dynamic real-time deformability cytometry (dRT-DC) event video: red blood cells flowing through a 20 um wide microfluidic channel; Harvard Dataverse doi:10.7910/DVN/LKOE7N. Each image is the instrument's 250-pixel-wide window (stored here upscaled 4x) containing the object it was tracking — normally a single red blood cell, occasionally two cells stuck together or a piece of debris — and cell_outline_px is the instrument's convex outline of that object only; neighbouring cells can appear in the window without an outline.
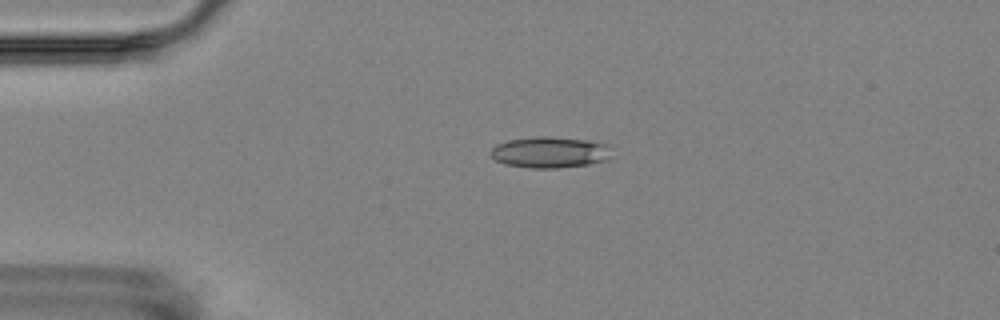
{"species": "Egyptian fruit bat (a non-hibernating species)", "species_latin": "Rousettus aegyptiacus", "temperature_condition": "room temperature", "stored_images_in_passage": 3, "camera_frame_rate_fps": 3000, "um_per_image_px": 0.085, "animal": {"sex": "female"}, "frame": {"image": 1, "passage_image": 3, "time_ms": 2.333, "image_size_px": [1000, 320], "cell_outline_px": [[608, 160], [588, 164], [560, 168], [528, 168], [504, 164], [496, 160], [488, 152], [496, 144], [508, 140], [536, 136], [544, 136], [588, 140], [604, 144]], "centroid_in_image_um": [46.62, 12.95], "position_along_channel_um": 38.4, "area_um2": 21.68}}